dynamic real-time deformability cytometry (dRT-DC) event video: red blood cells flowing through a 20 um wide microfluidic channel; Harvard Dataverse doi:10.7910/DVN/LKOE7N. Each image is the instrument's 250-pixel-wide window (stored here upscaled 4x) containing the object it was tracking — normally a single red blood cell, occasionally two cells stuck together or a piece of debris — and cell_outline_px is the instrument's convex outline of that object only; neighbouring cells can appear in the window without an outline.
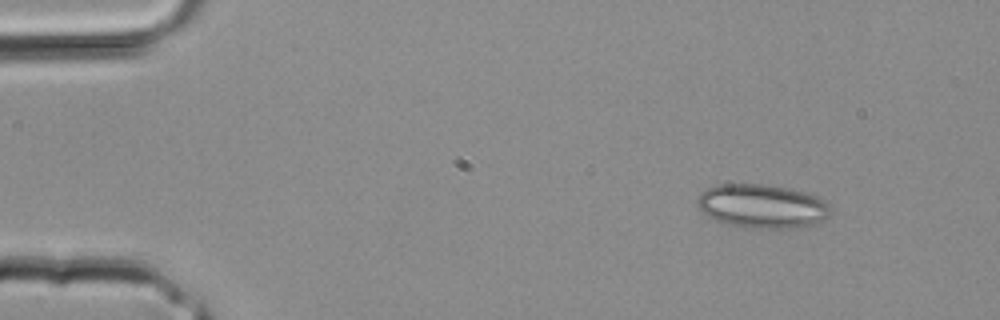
{"species": "common noctule bat (a hibernating species)", "species_latin": "Nyctalus noctula", "temperature_condition": "room temperature", "stored_images_in_passage": 3, "camera_frame_rate_fps": 3000, "um_per_image_px": 0.085, "animal": {"sex": "male", "body_mass_g": 20.4}, "frame": {"image": 1, "passage_image": 1, "time_ms": 0.0, "image_size_px": [1000, 320], "cell_outline_px": [[832, 212], [828, 216], [812, 224], [800, 228], [756, 228], [724, 224], [708, 216], [696, 204], [696, 200], [700, 192], [716, 184], [768, 184], [788, 188], [804, 192], [816, 196], [824, 200], [832, 208]], "centroid_in_image_um": [64.77, 17.52], "position_along_channel_um": 20.2, "area_um2": 34.16}}